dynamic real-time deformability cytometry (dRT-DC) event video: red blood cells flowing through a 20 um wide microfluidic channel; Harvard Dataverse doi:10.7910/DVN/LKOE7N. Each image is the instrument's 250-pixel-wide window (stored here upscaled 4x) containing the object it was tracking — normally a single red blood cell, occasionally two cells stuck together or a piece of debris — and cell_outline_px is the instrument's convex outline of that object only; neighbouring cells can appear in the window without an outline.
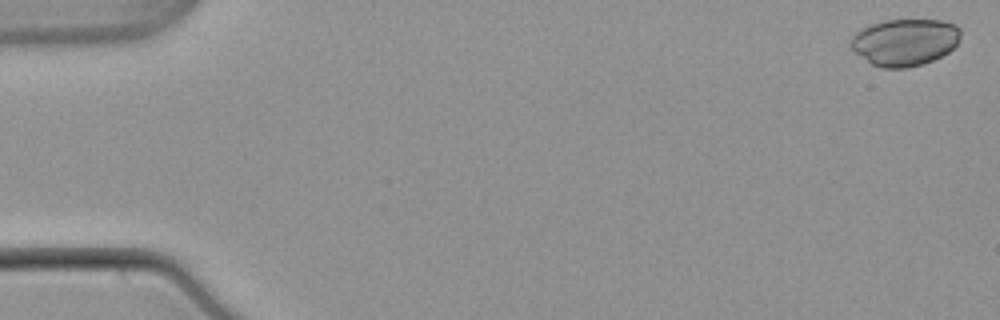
{"species": "common noctule bat (a hibernating species)", "species_latin": "Nyctalus noctula", "temperature_condition": "warm", "stored_images_in_passage": 54, "camera_frame_rate_fps": 3000, "um_per_image_px": 0.085, "animal": {"sex": "male", "body_mass_g": 21.5, "forearm_length_mm": 52.0}, "frame": {"image": 1, "passage_image": 2, "time_ms": 0.333, "image_size_px": [1000, 320], "cell_outline_px": [[960, 40], [948, 52], [924, 64], [908, 68], [884, 68], [872, 64], [856, 52], [848, 44], [852, 36], [856, 32], [872, 24], [884, 20], [940, 20], [956, 24], [960, 28]], "centroid_in_image_um": [76.92, 3.58], "position_along_channel_um": 8.1, "area_um2": 30.0}}
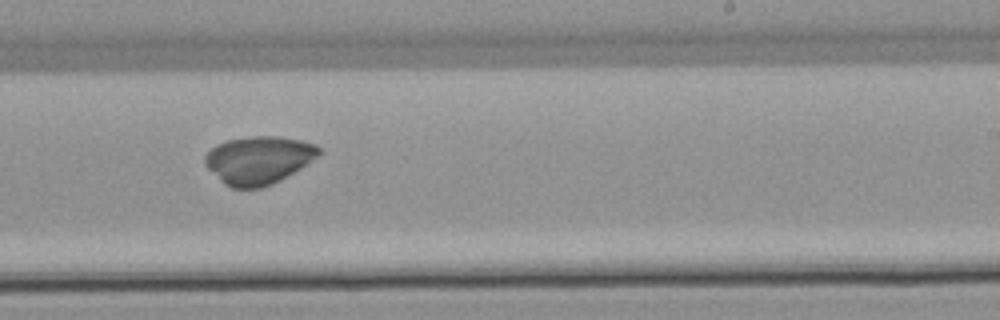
{"frame": {"image": 2, "passage_image": 34, "time_ms": 11.0, "image_size_px": [1000, 320], "cell_outline_px": [[320, 152], [316, 156], [300, 168], [280, 180], [272, 184], [260, 188], [232, 188], [224, 184], [204, 164], [204, 156], [216, 144], [228, 140], [252, 136], [276, 136], [300, 140], [316, 144], [320, 148]], "centroid_in_image_um": [21.95, 13.6], "position_along_channel_um": 267.1, "area_um2": 31.5}}
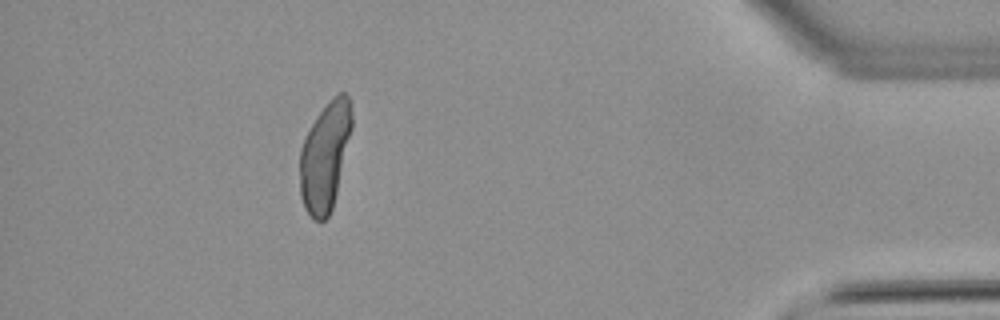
{"frame": {"image": 3, "passage_image": 49, "time_ms": 16.0, "image_size_px": [1000, 320], "cell_outline_px": [[352, 128], [332, 208], [328, 216], [324, 220], [316, 220], [304, 208], [300, 196], [300, 148], [316, 116], [340, 92], [344, 92], [352, 100]], "centroid_in_image_um": [27.63, 13.27], "position_along_channel_um": 407.6, "area_um2": 32.31}}